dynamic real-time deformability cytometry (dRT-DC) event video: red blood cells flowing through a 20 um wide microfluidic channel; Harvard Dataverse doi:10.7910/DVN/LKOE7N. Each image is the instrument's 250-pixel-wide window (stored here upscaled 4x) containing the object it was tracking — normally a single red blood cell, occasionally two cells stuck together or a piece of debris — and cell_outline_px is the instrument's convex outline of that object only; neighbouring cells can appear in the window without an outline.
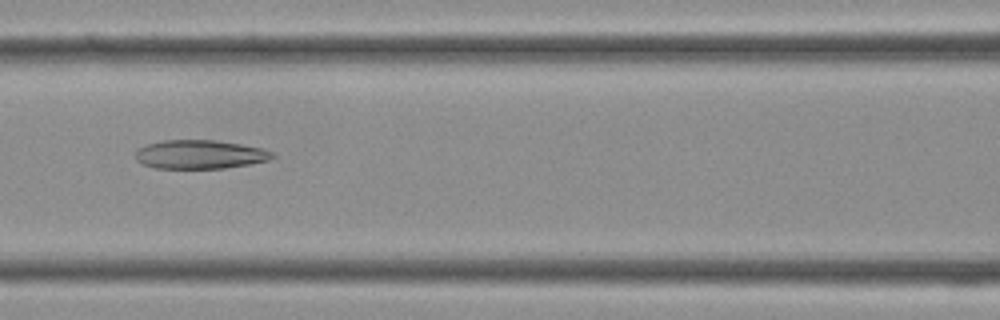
{"species": "Egyptian fruit bat (a non-hibernating species)", "species_latin": "Rousettus aegyptiacus", "temperature_condition": "cold", "stored_images_in_passage": 3, "camera_frame_rate_fps": 3000, "um_per_image_px": 0.085, "frame": {"image": 1, "passage_image": 3, "time_ms": 0.667, "image_size_px": [1000, 320], "cell_outline_px": [[276, 156], [268, 160], [248, 164], [224, 168], [152, 168], [136, 160], [136, 148], [144, 144], [164, 140], [216, 140], [264, 148], [272, 152]], "centroid_in_image_um": [16.96, 13.12], "position_along_channel_um": 149.6, "area_um2": 23.06}}